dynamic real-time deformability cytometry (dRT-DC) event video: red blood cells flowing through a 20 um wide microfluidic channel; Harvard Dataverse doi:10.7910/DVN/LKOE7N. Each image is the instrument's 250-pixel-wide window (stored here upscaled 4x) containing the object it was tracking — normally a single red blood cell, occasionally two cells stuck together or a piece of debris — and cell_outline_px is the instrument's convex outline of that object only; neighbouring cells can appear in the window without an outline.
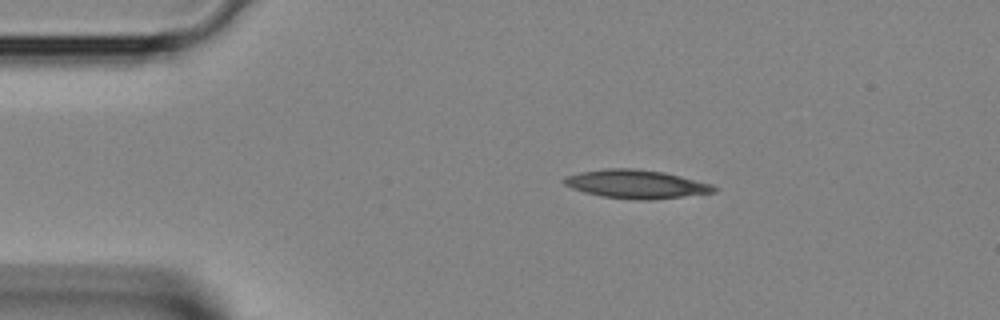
{"species": "Egyptian fruit bat (a non-hibernating species)", "species_latin": "Rousettus aegyptiacus", "temperature_condition": "room temperature", "stored_images_in_passage": 2, "camera_frame_rate_fps": 3000, "um_per_image_px": 0.085, "animal": {"sex": "female"}, "frame": {"image": 1, "passage_image": 1, "time_ms": 0.0, "image_size_px": [1000, 320], "cell_outline_px": [[720, 188], [716, 192], [648, 200], [636, 200], [600, 196], [584, 192], [572, 188], [564, 184], [560, 180], [564, 176], [580, 172], [604, 168], [632, 168], [664, 172], [712, 184]], "centroid_in_image_um": [54.04, 15.64], "position_along_channel_um": 31.0, "area_um2": 25.03}}